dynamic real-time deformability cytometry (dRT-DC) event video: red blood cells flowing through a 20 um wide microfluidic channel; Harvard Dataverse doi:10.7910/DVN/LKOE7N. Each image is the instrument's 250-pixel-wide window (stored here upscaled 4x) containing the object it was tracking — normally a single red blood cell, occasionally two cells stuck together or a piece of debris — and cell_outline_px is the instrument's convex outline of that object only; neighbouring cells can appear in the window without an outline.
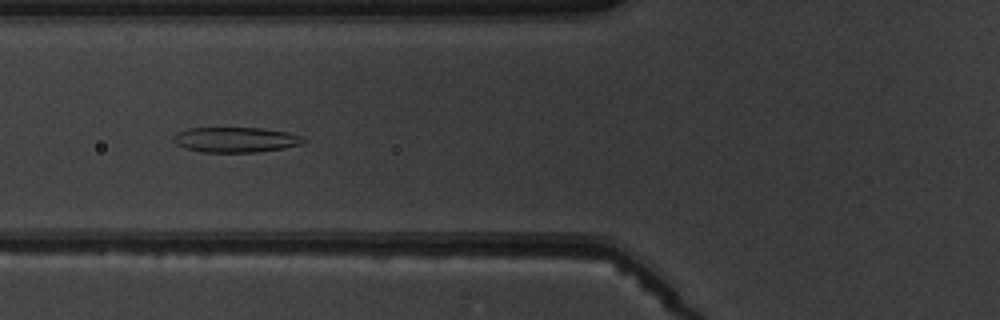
{"species": "common noctule bat (a hibernating species)", "species_latin": "Nyctalus noctula", "temperature_condition": "warm", "stored_images_in_passage": 7, "camera_frame_rate_fps": 3000, "um_per_image_px": 0.085, "animal": {"sex": "male", "body_mass_g": 19.5, "forearm_length_mm": 54.6}, "frame": {"image": 1, "passage_image": 2, "time_ms": 1.333, "image_size_px": [1000, 320], "cell_outline_px": [[304, 140], [300, 144], [284, 148], [260, 152], [200, 152], [184, 148], [176, 144], [172, 140], [172, 136], [176, 132], [188, 128], [260, 128], [288, 132], [300, 136]], "centroid_in_image_um": [19.95, 11.88], "position_along_channel_um": 105.8, "area_um2": 19.13}}
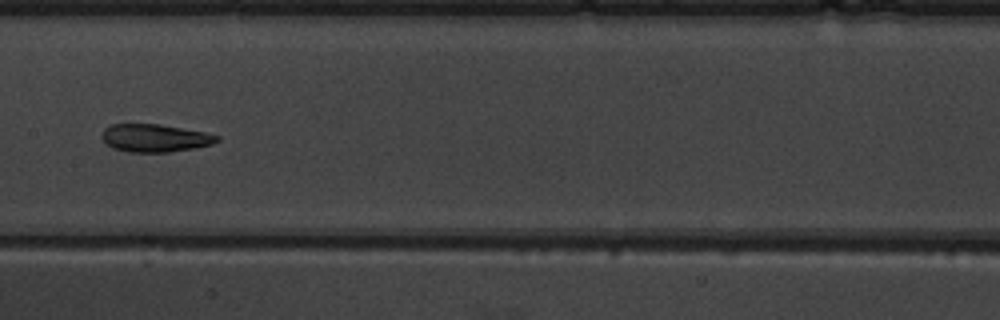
{"frame": {"image": 2, "passage_image": 4, "time_ms": 3.667, "image_size_px": [1000, 320], "cell_outline_px": [[220, 140], [212, 144], [196, 148], [168, 152], [128, 152], [112, 148], [100, 136], [104, 128], [112, 124], [160, 124], [204, 132], [220, 136]], "centroid_in_image_um": [13.17, 11.73], "position_along_channel_um": 194.2, "area_um2": 18.73}}
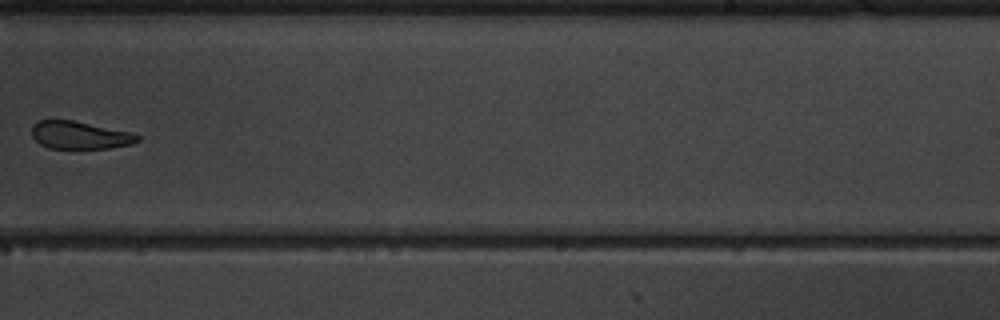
{"frame": {"image": 3, "passage_image": 6, "time_ms": 6.0, "image_size_px": [1000, 320], "cell_outline_px": [[140, 140], [132, 144], [108, 148], [48, 148], [40, 144], [32, 136], [32, 124], [36, 120], [72, 120], [132, 132], [140, 136]], "centroid_in_image_um": [6.78, 11.48], "position_along_channel_um": 282.2, "area_um2": 17.11}}